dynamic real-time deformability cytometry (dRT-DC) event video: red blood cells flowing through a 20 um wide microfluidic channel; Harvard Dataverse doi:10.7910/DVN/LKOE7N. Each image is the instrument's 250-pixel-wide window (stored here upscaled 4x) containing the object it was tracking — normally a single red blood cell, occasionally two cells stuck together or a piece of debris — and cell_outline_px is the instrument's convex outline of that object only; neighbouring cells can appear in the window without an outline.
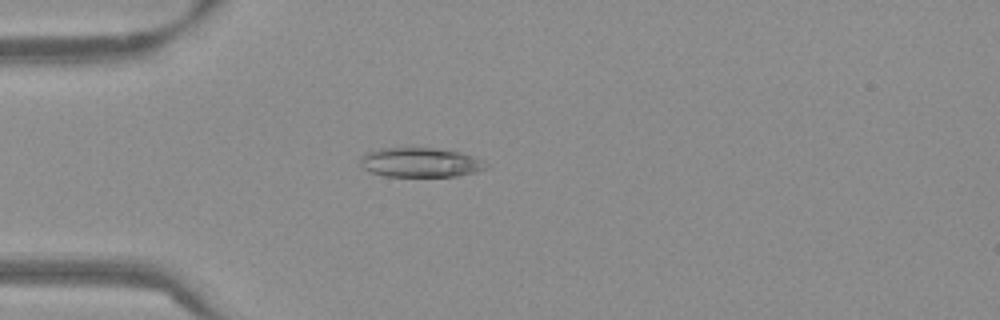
{"species": "Egyptian fruit bat (a non-hibernating species)", "species_latin": "Rousettus aegyptiacus", "temperature_condition": "warm", "stored_images_in_passage": 39, "camera_frame_rate_fps": 3000, "um_per_image_px": 0.085, "frame": {"image": 1, "passage_image": 1, "time_ms": 0.0, "image_size_px": [1000, 320], "cell_outline_px": [[488, 168], [476, 172], [456, 176], [388, 176], [368, 172], [360, 164], [360, 160], [364, 152], [380, 148], [436, 148], [460, 152], [480, 160], [488, 164]], "centroid_in_image_um": [35.69, 13.81], "position_along_channel_um": 49.3, "area_um2": 21.56}}
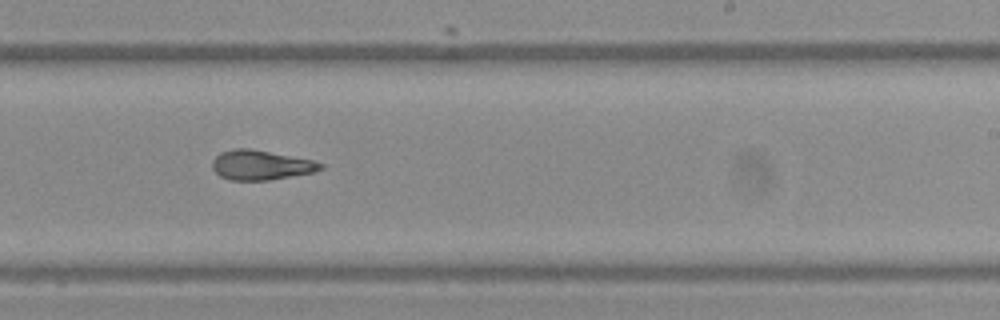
{"frame": {"image": 2, "passage_image": 19, "time_ms": 6.0, "image_size_px": [1000, 320], "cell_outline_px": [[324, 168], [312, 172], [268, 180], [228, 180], [220, 176], [212, 168], [212, 160], [220, 152], [232, 148], [252, 148], [312, 160], [324, 164]], "centroid_in_image_um": [22.13, 14.01], "position_along_channel_um": 266.9, "area_um2": 18.73}}
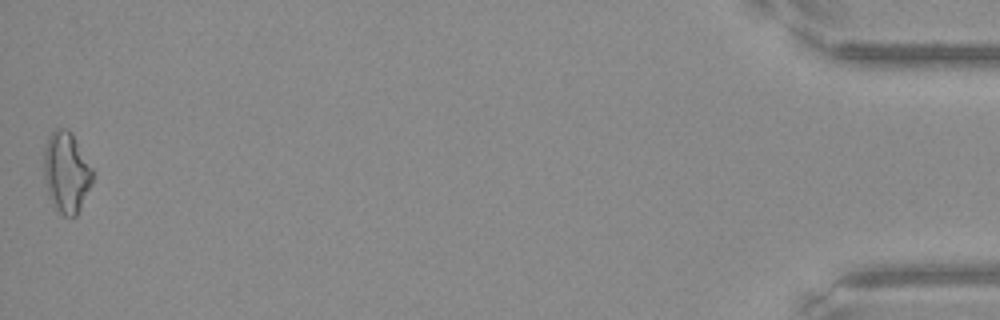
{"frame": {"image": 3, "passage_image": 39, "time_ms": 12.667, "image_size_px": [1000, 320], "cell_outline_px": [[92, 184], [76, 216], [64, 216], [56, 208], [48, 196], [44, 180], [44, 144], [48, 136], [56, 128], [68, 128], [72, 132], [92, 168]], "centroid_in_image_um": [5.62, 14.61], "position_along_channel_um": 429.6, "area_um2": 23.0}, "authors_computed_cell_mechanics": {"area_um2": 19.1318, "velocity_mm_per_s": 3.8422, "shape_relaxation_time_tau1_ms": null, "shape_relaxation_time_tau2_ms": 2.4255, "deformation_change_tau1": null, "deformation_change_tau2": 0.1083}}